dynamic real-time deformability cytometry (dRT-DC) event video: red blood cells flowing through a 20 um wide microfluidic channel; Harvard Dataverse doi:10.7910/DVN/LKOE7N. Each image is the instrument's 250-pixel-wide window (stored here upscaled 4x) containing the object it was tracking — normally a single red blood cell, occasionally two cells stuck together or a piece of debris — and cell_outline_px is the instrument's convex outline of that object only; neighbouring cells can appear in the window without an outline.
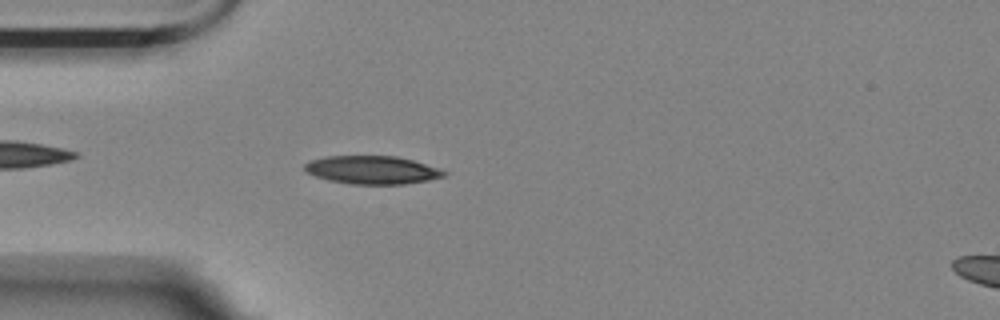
{"species": "Egyptian fruit bat (a non-hibernating species)", "species_latin": "Rousettus aegyptiacus", "temperature_condition": "room temperature", "stored_images_in_passage": 3, "camera_frame_rate_fps": 3000, "um_per_image_px": 0.085, "animal": {"sex": "female"}, "frame": {"image": 1, "passage_image": 3, "time_ms": 0.667, "image_size_px": [1000, 320], "cell_outline_px": [[448, 172], [444, 176], [428, 180], [404, 184], [352, 184], [328, 180], [316, 176], [308, 172], [304, 168], [304, 164], [312, 160], [328, 156], [396, 156], [412, 160]], "centroid_in_image_um": [31.62, 14.45], "position_along_channel_um": 53.4, "area_um2": 22.54}}